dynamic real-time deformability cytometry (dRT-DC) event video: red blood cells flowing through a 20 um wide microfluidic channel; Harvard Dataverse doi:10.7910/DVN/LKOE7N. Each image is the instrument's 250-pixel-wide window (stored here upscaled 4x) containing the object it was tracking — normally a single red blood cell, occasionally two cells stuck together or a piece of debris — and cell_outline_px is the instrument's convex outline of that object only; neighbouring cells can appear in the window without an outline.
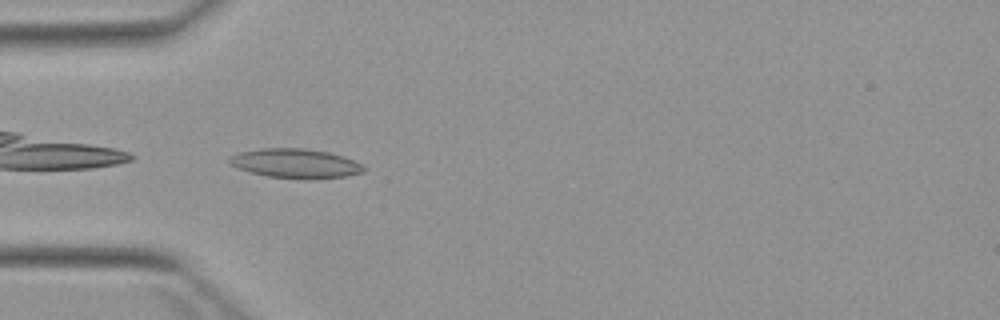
{"species": "Egyptian fruit bat (a non-hibernating species)", "species_latin": "Rousettus aegyptiacus", "temperature_condition": "warm", "stored_images_in_passage": 4, "camera_frame_rate_fps": 3000, "um_per_image_px": 0.085, "animal": {"sex": "female"}, "frame": {"image": 1, "passage_image": 3, "time_ms": 3.0, "image_size_px": [1000, 320], "cell_outline_px": [[364, 172], [344, 176], [308, 180], [304, 180], [268, 176], [252, 172], [228, 164], [228, 156], [240, 152], [260, 148], [304, 148], [328, 152], [344, 156], [360, 164], [364, 168]], "centroid_in_image_um": [25.09, 13.89], "position_along_channel_um": 59.9, "area_um2": 23.0}}
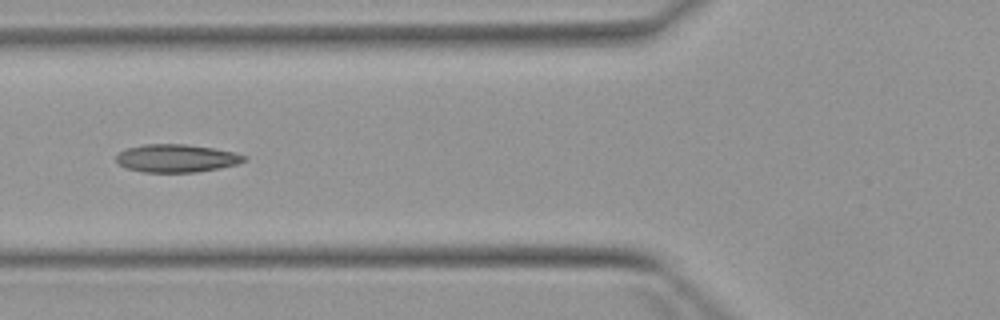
{"frame": {"image": 2, "passage_image": 4, "time_ms": 4.333, "image_size_px": [1000, 320], "cell_outline_px": [[248, 160], [236, 164], [220, 168], [196, 172], [144, 172], [128, 168], [120, 164], [116, 160], [116, 156], [120, 152], [128, 148], [144, 144], [188, 144], [236, 152], [248, 156]], "centroid_in_image_um": [15.06, 13.45], "position_along_channel_um": 110.7, "area_um2": 20.81}}